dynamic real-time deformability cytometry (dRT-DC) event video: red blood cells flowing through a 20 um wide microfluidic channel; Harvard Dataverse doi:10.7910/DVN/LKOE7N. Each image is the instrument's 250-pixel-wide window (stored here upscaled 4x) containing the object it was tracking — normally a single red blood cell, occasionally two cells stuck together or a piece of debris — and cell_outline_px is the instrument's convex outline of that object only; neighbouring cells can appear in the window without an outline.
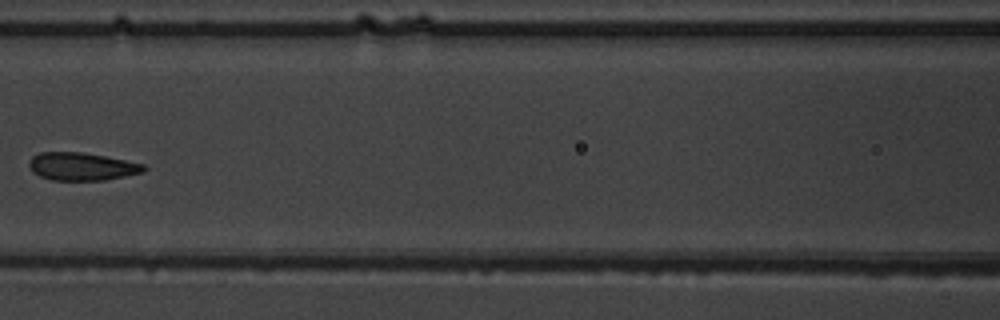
{"species": "common noctule bat (a hibernating species)", "species_latin": "Nyctalus noctula", "temperature_condition": "warm", "stored_images_in_passage": 7, "camera_frame_rate_fps": 3000, "um_per_image_px": 0.085, "animal": {"sex": "male", "body_mass_g": 19.5, "forearm_length_mm": 54.6}, "frame": {"image": 1, "passage_image": 6, "time_ms": 5.667, "image_size_px": [1000, 320], "cell_outline_px": [[148, 168], [144, 172], [104, 180], [52, 180], [40, 176], [32, 172], [28, 164], [32, 156], [40, 152], [80, 152], [104, 156], [144, 164]], "centroid_in_image_um": [6.94, 14.15], "position_along_channel_um": 159.7, "area_um2": 18.55}}
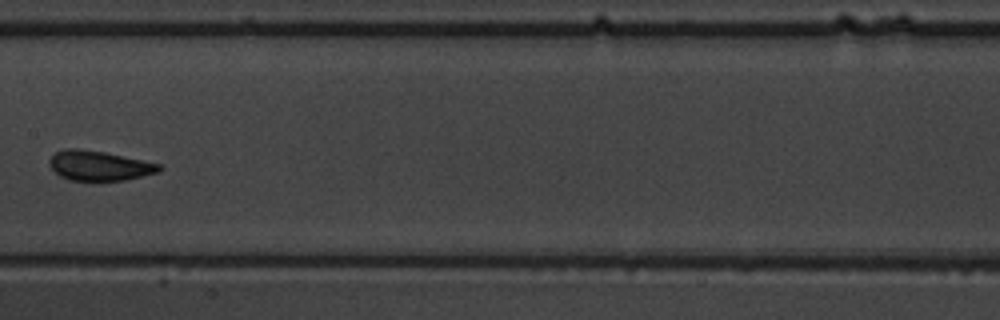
{"frame": {"image": 2, "passage_image": 7, "time_ms": 6.667, "image_size_px": [1000, 320], "cell_outline_px": [[164, 168], [160, 172], [124, 180], [68, 180], [60, 176], [48, 164], [48, 160], [56, 152], [68, 148], [76, 148], [104, 152], [160, 164]], "centroid_in_image_um": [8.43, 14.08], "position_along_channel_um": 199.0, "area_um2": 18.9}}